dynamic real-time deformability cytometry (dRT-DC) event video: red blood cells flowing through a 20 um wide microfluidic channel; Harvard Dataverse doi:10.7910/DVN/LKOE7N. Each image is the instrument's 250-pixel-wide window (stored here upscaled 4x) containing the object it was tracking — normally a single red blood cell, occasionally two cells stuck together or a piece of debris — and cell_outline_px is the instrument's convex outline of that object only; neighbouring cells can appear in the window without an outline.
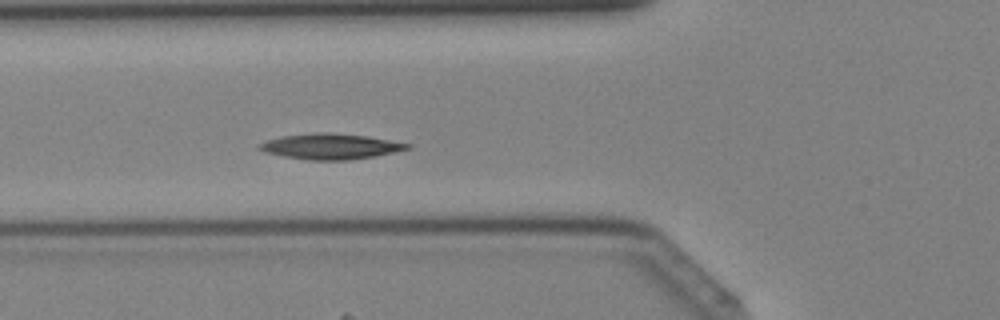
{"species": "Egyptian fruit bat (a non-hibernating species)", "species_latin": "Rousettus aegyptiacus", "temperature_condition": "cold", "stored_images_in_passage": 42, "camera_frame_rate_fps": 3000, "um_per_image_px": 0.085, "animal": {"sex": "female"}, "frame": {"image": 1, "passage_image": 15, "time_ms": 4.667, "image_size_px": [1000, 320], "cell_outline_px": [[412, 148], [376, 156], [348, 160], [308, 160], [284, 156], [264, 152], [256, 148], [260, 144], [268, 140], [280, 136], [320, 132], [324, 132], [368, 136], [412, 144]], "centroid_in_image_um": [28.11, 12.45], "position_along_channel_um": 97.7, "area_um2": 22.02}}
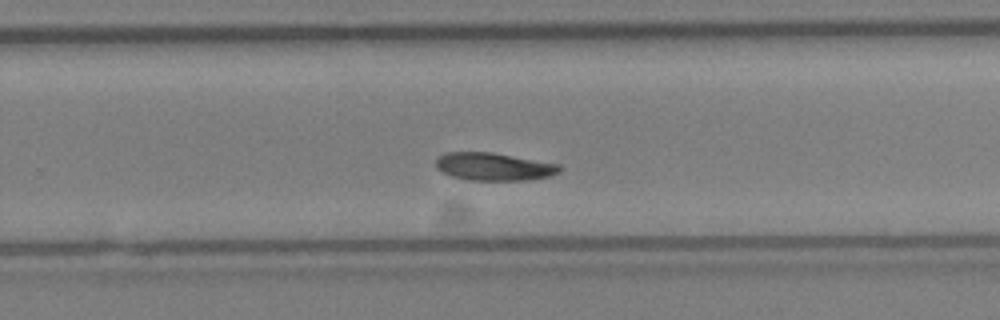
{"frame": {"image": 2, "passage_image": 27, "time_ms": 8.667, "image_size_px": [1000, 320], "cell_outline_px": [[560, 172], [552, 176], [528, 180], [468, 180], [452, 176], [436, 168], [436, 156], [444, 152], [492, 152], [560, 164]], "centroid_in_image_um": [41.97, 14.16], "position_along_channel_um": 287.8, "area_um2": 20.17}}
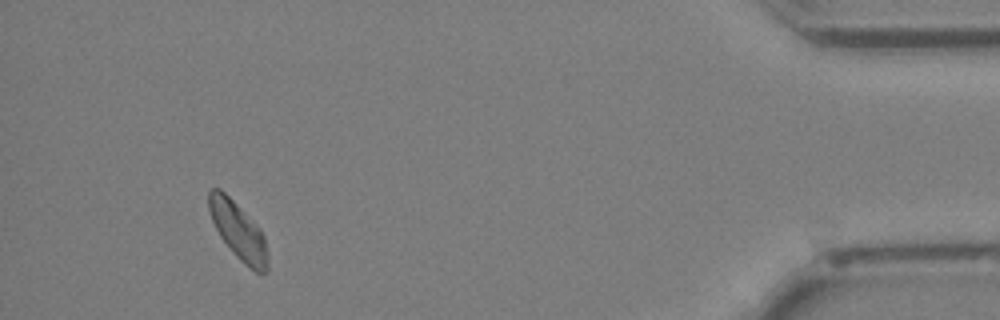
{"frame": {"image": 3, "passage_image": 39, "time_ms": 12.667, "image_size_px": [1000, 320], "cell_outline_px": [[268, 268], [264, 272], [256, 272], [244, 264], [232, 252], [220, 236], [208, 212], [208, 192], [212, 188], [220, 188], [260, 228], [264, 236], [268, 252]], "centroid_in_image_um": [20.25, 19.63], "position_along_channel_um": 415.0, "area_um2": 19.48}}